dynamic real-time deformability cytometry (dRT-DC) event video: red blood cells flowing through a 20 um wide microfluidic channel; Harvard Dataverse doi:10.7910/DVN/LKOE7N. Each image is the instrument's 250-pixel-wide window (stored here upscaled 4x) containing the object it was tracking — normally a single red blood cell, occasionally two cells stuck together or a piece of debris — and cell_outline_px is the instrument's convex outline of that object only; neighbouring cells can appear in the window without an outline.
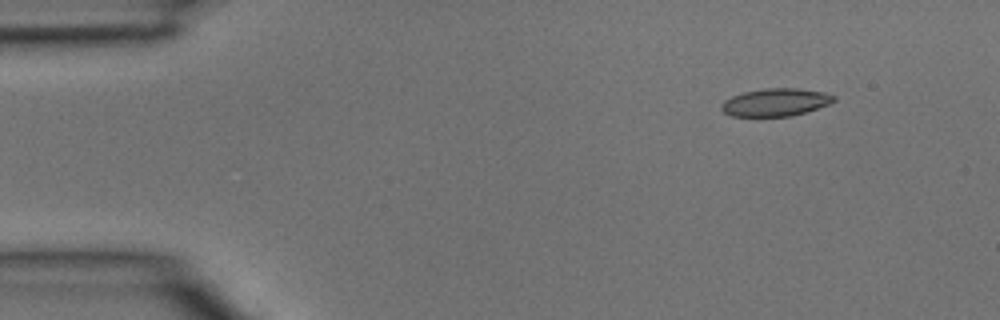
{"species": "common noctule bat (a hibernating species)", "species_latin": "Nyctalus noctula", "temperature_condition": "room temperature", "stored_images_in_passage": 5, "segment_of_instrument_passage": [2, 2], "camera_frame_rate_fps": 3000, "um_per_image_px": 0.085, "animal": {"sex": "male", "body_mass_g": 15.6}, "frame": {"image": 1, "passage_image": 5, "time_ms": 1.333, "image_size_px": [1000, 320], "cell_outline_px": [[836, 100], [828, 104], [792, 116], [732, 116], [724, 112], [720, 108], [720, 104], [724, 100], [732, 96], [744, 92], [764, 88], [796, 88], [824, 92], [836, 96]], "centroid_in_image_um": [65.9, 8.69], "position_along_channel_um": 19.1, "area_um2": 18.09}}